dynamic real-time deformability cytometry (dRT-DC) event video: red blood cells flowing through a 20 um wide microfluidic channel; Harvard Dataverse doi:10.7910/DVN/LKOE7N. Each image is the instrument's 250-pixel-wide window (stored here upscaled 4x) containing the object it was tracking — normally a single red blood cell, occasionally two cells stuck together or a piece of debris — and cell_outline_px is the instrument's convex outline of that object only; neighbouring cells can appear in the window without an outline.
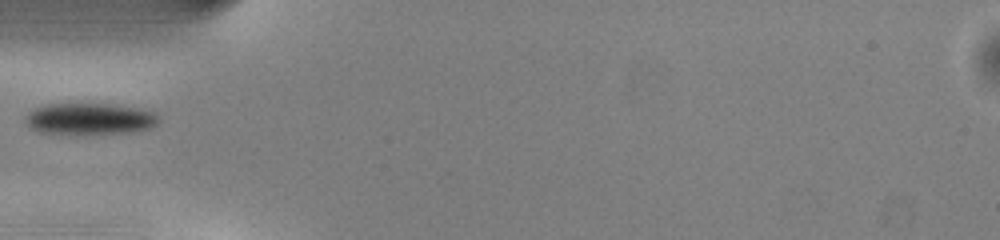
{"species": "common noctule bat (a hibernating species)", "species_latin": "Nyctalus noctula", "temperature_condition": "warm", "stored_images_in_passage": 14, "camera_frame_rate_fps": 3000, "um_per_image_px": 0.085, "animal": {"sex": "male", "body_mass_g": 13.0, "forearm_length_mm": 53.1}, "frame": {"image": 1, "passage_image": 1, "time_ms": 0.0, "image_size_px": [1000, 240], "cell_outline_px": [[160, 120], [152, 128], [132, 132], [40, 132], [32, 128], [24, 120], [24, 116], [28, 112], [36, 108], [48, 104], [108, 104], [156, 112]], "centroid_in_image_um": [7.64, 10.08], "position_along_channel_um": 77.4, "area_um2": 23.64}}
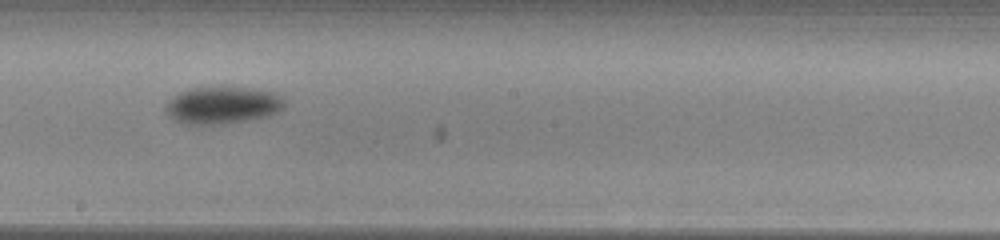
{"frame": {"image": 2, "passage_image": 12, "time_ms": 3.667, "image_size_px": [1000, 240], "cell_outline_px": [[284, 108], [268, 116], [224, 124], [184, 124], [176, 120], [164, 108], [168, 100], [180, 92], [192, 88], [252, 88], [276, 92], [284, 100]], "centroid_in_image_um": [18.94, 8.94], "position_along_channel_um": 229.3, "area_um2": 25.43}}